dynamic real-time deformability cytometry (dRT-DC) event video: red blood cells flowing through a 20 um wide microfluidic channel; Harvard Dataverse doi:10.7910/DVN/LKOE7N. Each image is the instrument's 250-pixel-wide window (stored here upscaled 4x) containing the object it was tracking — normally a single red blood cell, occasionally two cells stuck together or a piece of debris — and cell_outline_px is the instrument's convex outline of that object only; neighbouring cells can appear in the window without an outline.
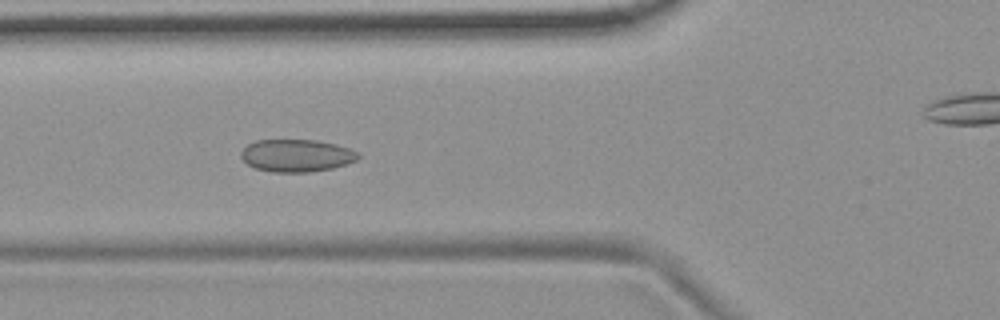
{"species": "common noctule bat (a hibernating species)", "species_latin": "Nyctalus noctula", "temperature_condition": "room temperature", "stored_images_in_passage": 43, "camera_frame_rate_fps": 3000, "um_per_image_px": 0.085, "animal": {"sex": "female", "body_mass_g": 19.9}, "frame": {"image": 1, "passage_image": 8, "time_ms": 2.333, "image_size_px": [1000, 320], "cell_outline_px": [[360, 156], [356, 160], [348, 164], [332, 168], [308, 172], [272, 172], [256, 168], [248, 164], [240, 156], [240, 152], [248, 144], [256, 140], [316, 140], [336, 144], [348, 148], [356, 152]], "centroid_in_image_um": [25.2, 13.22], "position_along_channel_um": 100.6, "area_um2": 22.08}}
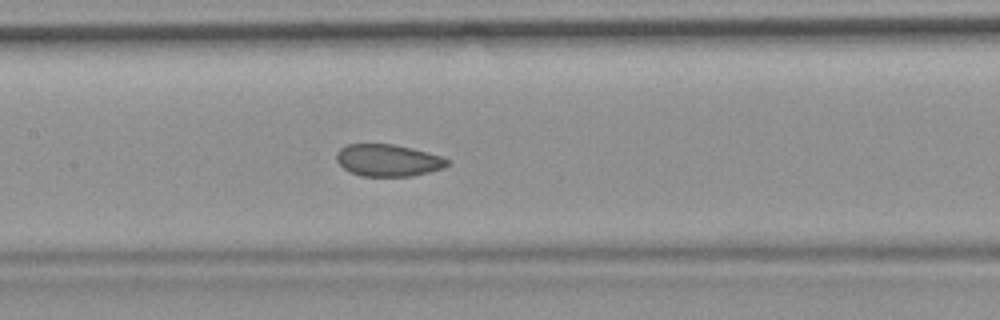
{"frame": {"image": 2, "passage_image": 14, "time_ms": 4.333, "image_size_px": [1000, 320], "cell_outline_px": [[452, 160], [444, 168], [412, 176], [360, 176], [348, 172], [336, 160], [336, 152], [340, 148], [348, 144], [392, 144], [412, 148], [440, 156]], "centroid_in_image_um": [32.97, 13.63], "position_along_channel_um": 174.4, "area_um2": 20.75}}
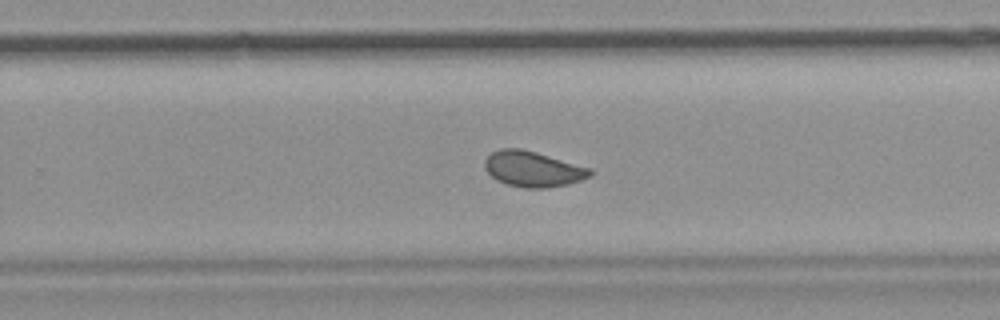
{"frame": {"image": 3, "passage_image": 23, "time_ms": 7.333, "image_size_px": [1000, 320], "cell_outline_px": [[592, 176], [568, 184], [544, 188], [524, 188], [508, 184], [496, 180], [484, 168], [484, 160], [492, 152], [500, 148], [520, 148], [536, 152], [592, 168]], "centroid_in_image_um": [45.3, 14.36], "position_along_channel_um": 284.5, "area_um2": 21.85}, "authors_computed_cell_mechanics": {"area_um2": 21.6172, "velocity_mm_per_s": 3.689, "shape_relaxation_time_tau1_ms": null, "shape_relaxation_time_tau2_ms": 1.0646, "deformation_change_tau1": null, "deformation_change_tau2": 0.05}}